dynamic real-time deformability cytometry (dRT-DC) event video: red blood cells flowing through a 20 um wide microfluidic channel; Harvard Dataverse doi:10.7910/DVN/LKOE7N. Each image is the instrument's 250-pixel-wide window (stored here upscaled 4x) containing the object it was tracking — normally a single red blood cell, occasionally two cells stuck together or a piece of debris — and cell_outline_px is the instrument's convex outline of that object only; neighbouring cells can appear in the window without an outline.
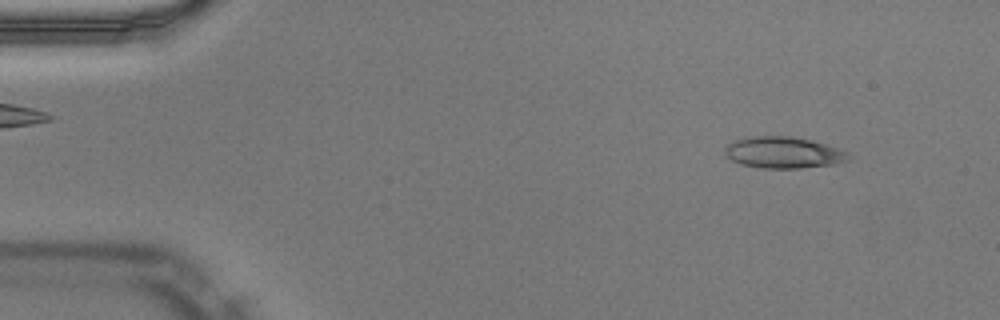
{"species": "Egyptian fruit bat (a non-hibernating species)", "species_latin": "Rousettus aegyptiacus", "temperature_condition": "warm", "stored_images_in_passage": 49, "camera_frame_rate_fps": 3000, "um_per_image_px": 0.085, "animal": {"sex": "male"}, "frame": {"image": 1, "passage_image": 5, "time_ms": 1.333, "image_size_px": [1000, 320], "cell_outline_px": [[848, 160], [832, 164], [800, 168], [760, 168], [740, 164], [732, 160], [724, 152], [724, 148], [732, 140], [748, 136], [788, 136], [812, 140], [848, 152]], "centroid_in_image_um": [66.52, 12.96], "position_along_channel_um": 18.5, "area_um2": 22.54}}
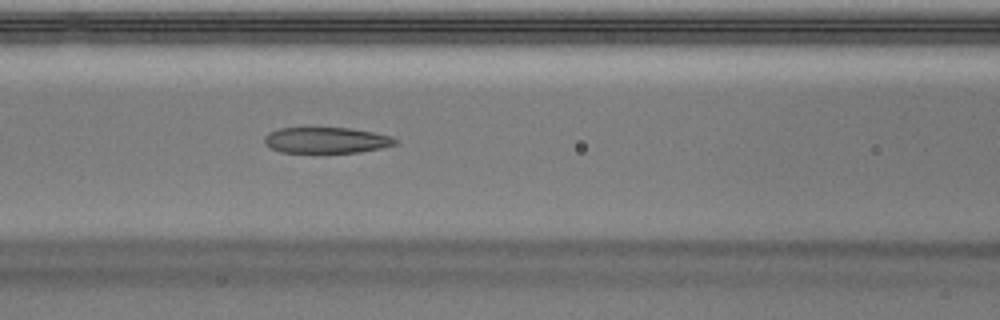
{"frame": {"image": 2, "passage_image": 21, "time_ms": 6.667, "image_size_px": [1000, 320], "cell_outline_px": [[400, 140], [396, 144], [380, 148], [360, 152], [280, 152], [264, 144], [264, 136], [268, 132], [280, 128], [348, 128], [372, 132], [392, 136]], "centroid_in_image_um": [27.74, 11.91], "position_along_channel_um": 138.9, "area_um2": 19.71}}
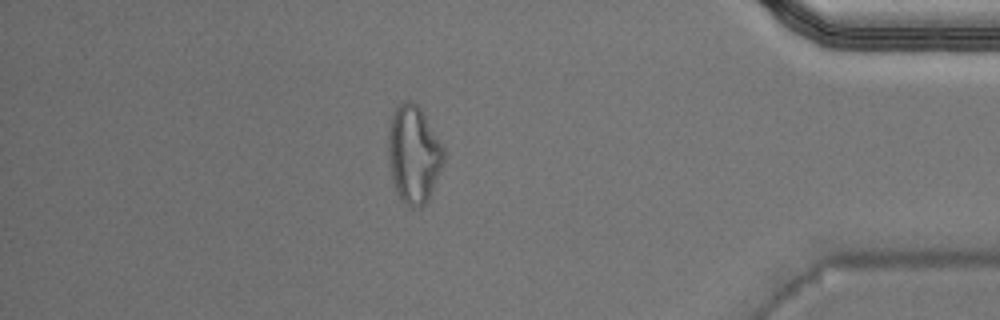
{"frame": {"image": 3, "passage_image": 43, "time_ms": 14.0, "image_size_px": [1000, 320], "cell_outline_px": [[444, 160], [428, 200], [420, 208], [412, 208], [396, 192], [392, 176], [388, 156], [388, 120], [392, 112], [400, 104], [408, 100], [412, 100], [420, 108], [444, 148]], "centroid_in_image_um": [35.14, 13.08], "position_along_channel_um": 400.1, "area_um2": 31.27}, "authors_computed_cell_mechanics": {"area_um2": 22.3686, "velocity_mm_per_s": 4.0364, "shape_relaxation_time_tau1_ms": null, "shape_relaxation_time_tau2_ms": 2.7739, "deformation_change_tau1": null, "deformation_change_tau2": 0.1205}}